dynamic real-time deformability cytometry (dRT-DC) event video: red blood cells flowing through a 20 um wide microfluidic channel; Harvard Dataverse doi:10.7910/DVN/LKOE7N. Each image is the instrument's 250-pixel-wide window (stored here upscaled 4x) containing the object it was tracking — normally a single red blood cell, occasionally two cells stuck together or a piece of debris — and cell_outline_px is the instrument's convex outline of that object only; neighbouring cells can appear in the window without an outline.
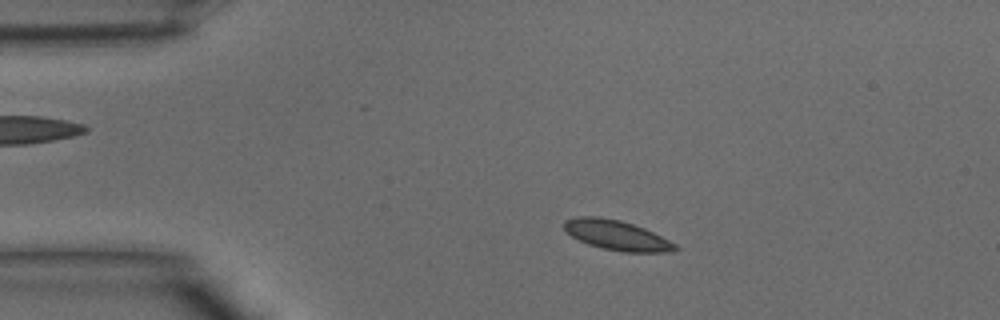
{"species": "common noctule bat (a hibernating species)", "species_latin": "Nyctalus noctula", "temperature_condition": "warm", "stored_images_in_passage": 38, "camera_frame_rate_fps": 3000, "um_per_image_px": 0.085, "animal": {"sex": "male", "body_mass_g": 15.6}, "frame": {"image": 1, "passage_image": 6, "time_ms": 1.667, "image_size_px": [1000, 320], "cell_outline_px": [[680, 248], [664, 252], [624, 252], [604, 248], [588, 244], [572, 236], [564, 228], [564, 220], [576, 216], [600, 216], [620, 220], [644, 228], [676, 244]], "centroid_in_image_um": [52.39, 19.98], "position_along_channel_um": 32.6, "area_um2": 19.07}}
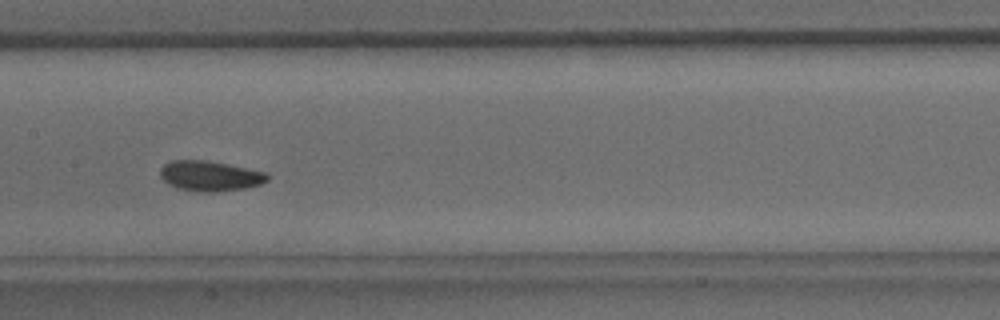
{"frame": {"image": 2, "passage_image": 18, "time_ms": 5.667, "image_size_px": [1000, 320], "cell_outline_px": [[268, 180], [260, 184], [244, 188], [216, 192], [200, 192], [176, 188], [168, 184], [160, 176], [160, 168], [164, 164], [172, 160], [204, 160], [268, 172]], "centroid_in_image_um": [17.83, 14.96], "position_along_channel_um": 189.6, "area_um2": 18.84}}
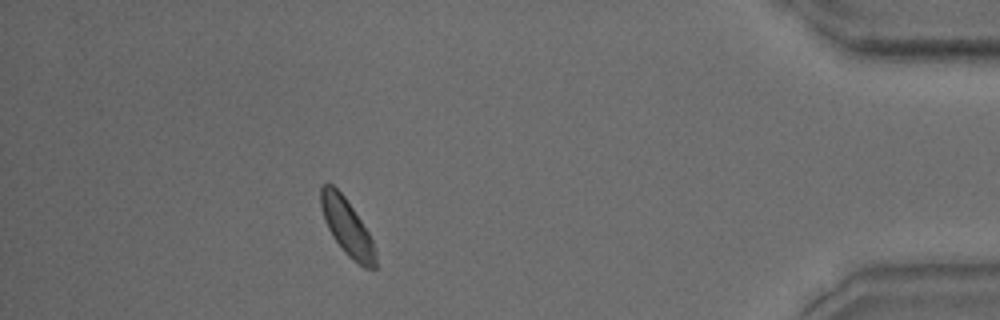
{"frame": {"image": 3, "passage_image": 34, "time_ms": 11.0, "image_size_px": [1000, 320], "cell_outline_px": [[376, 268], [364, 268], [352, 260], [344, 252], [332, 236], [324, 220], [320, 204], [320, 188], [324, 184], [332, 184], [344, 196], [368, 232], [372, 240], [376, 252]], "centroid_in_image_um": [29.49, 19.32], "position_along_channel_um": 405.7, "area_um2": 17.86}}